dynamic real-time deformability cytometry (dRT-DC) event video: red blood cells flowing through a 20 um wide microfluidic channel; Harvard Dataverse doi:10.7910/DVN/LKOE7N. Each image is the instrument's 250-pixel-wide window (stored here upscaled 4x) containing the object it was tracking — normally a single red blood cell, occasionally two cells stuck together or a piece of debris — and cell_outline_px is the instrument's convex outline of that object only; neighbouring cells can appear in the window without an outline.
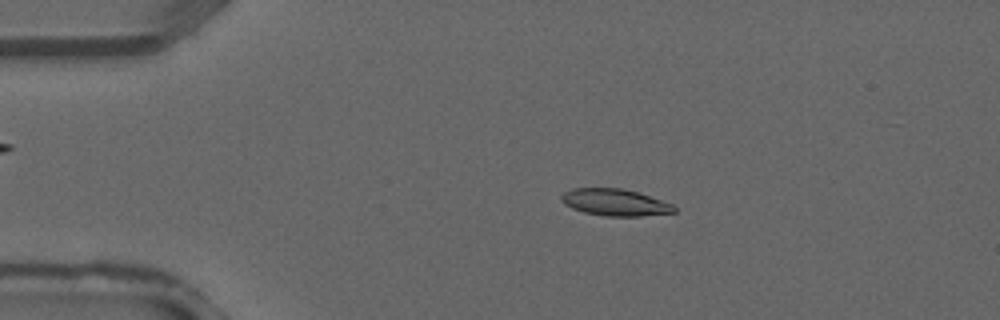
{"species": "common noctule bat (a hibernating species)", "species_latin": "Nyctalus noctula", "temperature_condition": "warm", "stored_images_in_passage": 34, "camera_frame_rate_fps": 3000, "um_per_image_px": 0.085, "animal": {"sex": "male", "forearm_length_mm": 52.5}, "frame": {"image": 1, "passage_image": 7, "time_ms": 2.0, "image_size_px": [1000, 320], "cell_outline_px": [[676, 212], [640, 216], [604, 216], [584, 212], [572, 208], [564, 204], [560, 200], [560, 196], [564, 192], [572, 188], [620, 188], [636, 192], [672, 204], [676, 208]], "centroid_in_image_um": [52.23, 17.2], "position_along_channel_um": 32.8, "area_um2": 17.51}}
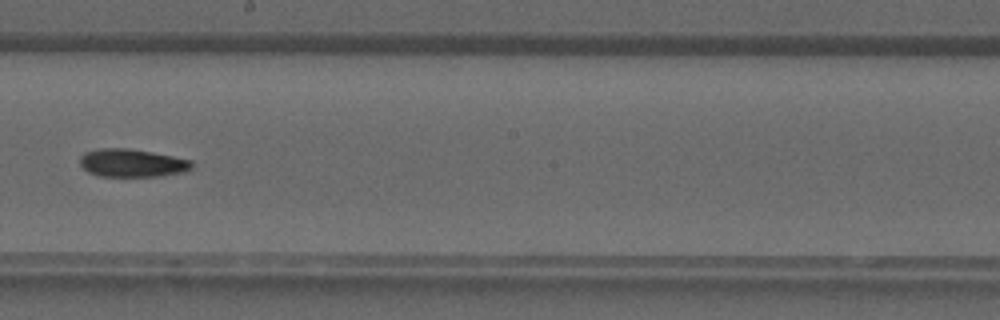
{"frame": {"image": 2, "passage_image": 21, "time_ms": 6.667, "image_size_px": [1000, 320], "cell_outline_px": [[192, 168], [184, 172], [160, 176], [100, 176], [88, 172], [80, 164], [80, 156], [84, 152], [100, 148], [128, 148], [152, 152], [192, 160]], "centroid_in_image_um": [11.22, 13.85], "position_along_channel_um": 237.0, "area_um2": 18.26}}
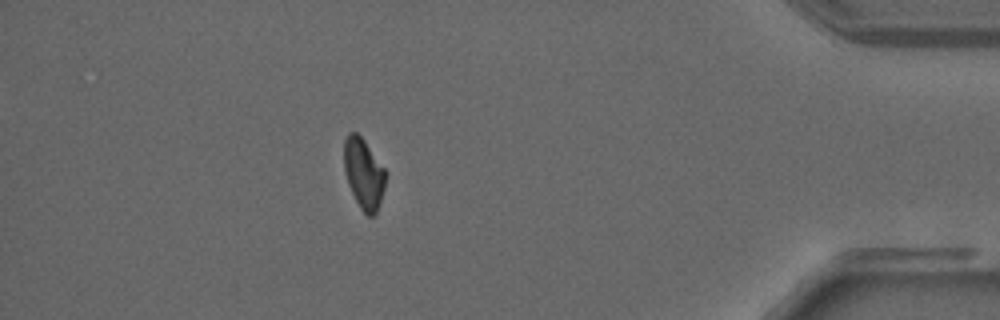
{"frame": {"image": 3, "passage_image": 33, "time_ms": 10.667, "image_size_px": [1000, 320], "cell_outline_px": [[384, 188], [380, 204], [376, 212], [372, 216], [368, 216], [360, 208], [348, 184], [344, 172], [344, 140], [348, 132], [356, 132], [364, 140], [384, 168]], "centroid_in_image_um": [30.89, 14.74], "position_along_channel_um": 404.3, "area_um2": 16.82}}